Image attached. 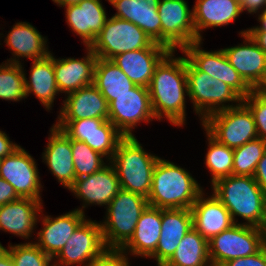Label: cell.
<instances>
[{"mask_svg":"<svg viewBox=\"0 0 266 266\" xmlns=\"http://www.w3.org/2000/svg\"><path fill=\"white\" fill-rule=\"evenodd\" d=\"M174 54L175 51H170L155 67L148 90L156 120L166 118L180 127L186 123V57H175Z\"/></svg>","mask_w":266,"mask_h":266,"instance_id":"1","label":"cell"},{"mask_svg":"<svg viewBox=\"0 0 266 266\" xmlns=\"http://www.w3.org/2000/svg\"><path fill=\"white\" fill-rule=\"evenodd\" d=\"M202 192L203 188L188 170L159 157L147 198L149 206L161 209H191Z\"/></svg>","mask_w":266,"mask_h":266,"instance_id":"2","label":"cell"},{"mask_svg":"<svg viewBox=\"0 0 266 266\" xmlns=\"http://www.w3.org/2000/svg\"><path fill=\"white\" fill-rule=\"evenodd\" d=\"M213 194L230 212L234 224L236 216L243 224L261 227L266 219V196L252 176L230 175L211 185Z\"/></svg>","mask_w":266,"mask_h":266,"instance_id":"3","label":"cell"},{"mask_svg":"<svg viewBox=\"0 0 266 266\" xmlns=\"http://www.w3.org/2000/svg\"><path fill=\"white\" fill-rule=\"evenodd\" d=\"M158 159V156L146 152L135 136H131L119 142L109 162L117 172L121 189L148 198Z\"/></svg>","mask_w":266,"mask_h":266,"instance_id":"4","label":"cell"},{"mask_svg":"<svg viewBox=\"0 0 266 266\" xmlns=\"http://www.w3.org/2000/svg\"><path fill=\"white\" fill-rule=\"evenodd\" d=\"M148 199L120 189L106 209V217L100 221L102 236L107 249H121L132 237Z\"/></svg>","mask_w":266,"mask_h":266,"instance_id":"5","label":"cell"},{"mask_svg":"<svg viewBox=\"0 0 266 266\" xmlns=\"http://www.w3.org/2000/svg\"><path fill=\"white\" fill-rule=\"evenodd\" d=\"M186 74L188 97L201 121L210 114L236 107L243 102V98L228 84L212 78L203 71L196 70L187 60ZM233 103L236 104L233 105Z\"/></svg>","mask_w":266,"mask_h":266,"instance_id":"6","label":"cell"},{"mask_svg":"<svg viewBox=\"0 0 266 266\" xmlns=\"http://www.w3.org/2000/svg\"><path fill=\"white\" fill-rule=\"evenodd\" d=\"M201 123L211 137L232 149L258 138L253 114L243 102L210 114Z\"/></svg>","mask_w":266,"mask_h":266,"instance_id":"7","label":"cell"},{"mask_svg":"<svg viewBox=\"0 0 266 266\" xmlns=\"http://www.w3.org/2000/svg\"><path fill=\"white\" fill-rule=\"evenodd\" d=\"M153 40L132 22L112 16L90 48L98 58L111 60L118 54L148 48Z\"/></svg>","mask_w":266,"mask_h":266,"instance_id":"8","label":"cell"},{"mask_svg":"<svg viewBox=\"0 0 266 266\" xmlns=\"http://www.w3.org/2000/svg\"><path fill=\"white\" fill-rule=\"evenodd\" d=\"M208 245L210 261L223 266L230 260L257 253L262 248L261 228L238 222L213 236Z\"/></svg>","mask_w":266,"mask_h":266,"instance_id":"9","label":"cell"},{"mask_svg":"<svg viewBox=\"0 0 266 266\" xmlns=\"http://www.w3.org/2000/svg\"><path fill=\"white\" fill-rule=\"evenodd\" d=\"M161 19V44L171 51L181 50L197 42L193 23V9L186 0H159L157 6Z\"/></svg>","mask_w":266,"mask_h":266,"instance_id":"10","label":"cell"},{"mask_svg":"<svg viewBox=\"0 0 266 266\" xmlns=\"http://www.w3.org/2000/svg\"><path fill=\"white\" fill-rule=\"evenodd\" d=\"M156 119L152 111L149 90L136 85L130 92L115 96L109 103L108 120L125 136H135L132 131L138 123Z\"/></svg>","mask_w":266,"mask_h":266,"instance_id":"11","label":"cell"},{"mask_svg":"<svg viewBox=\"0 0 266 266\" xmlns=\"http://www.w3.org/2000/svg\"><path fill=\"white\" fill-rule=\"evenodd\" d=\"M202 41L193 42L181 49L186 60L198 71H203L233 88L242 98L247 97L252 88L242 79L229 63L223 49L205 51Z\"/></svg>","mask_w":266,"mask_h":266,"instance_id":"12","label":"cell"},{"mask_svg":"<svg viewBox=\"0 0 266 266\" xmlns=\"http://www.w3.org/2000/svg\"><path fill=\"white\" fill-rule=\"evenodd\" d=\"M106 249L100 223L96 220L85 219L53 259V264L83 266L91 259L100 256Z\"/></svg>","mask_w":266,"mask_h":266,"instance_id":"13","label":"cell"},{"mask_svg":"<svg viewBox=\"0 0 266 266\" xmlns=\"http://www.w3.org/2000/svg\"><path fill=\"white\" fill-rule=\"evenodd\" d=\"M0 177L9 182L20 198L42 200V185L35 159L19 146L0 160Z\"/></svg>","mask_w":266,"mask_h":266,"instance_id":"14","label":"cell"},{"mask_svg":"<svg viewBox=\"0 0 266 266\" xmlns=\"http://www.w3.org/2000/svg\"><path fill=\"white\" fill-rule=\"evenodd\" d=\"M121 189L117 172L109 162L101 170L91 175L76 178L73 185L68 189L83 201L82 208L78 211L85 214L84 209L88 205L108 206L111 200Z\"/></svg>","mask_w":266,"mask_h":266,"instance_id":"15","label":"cell"},{"mask_svg":"<svg viewBox=\"0 0 266 266\" xmlns=\"http://www.w3.org/2000/svg\"><path fill=\"white\" fill-rule=\"evenodd\" d=\"M170 51L164 45L153 42L148 48L124 52L111 60L135 85L148 88L155 67Z\"/></svg>","mask_w":266,"mask_h":266,"instance_id":"16","label":"cell"},{"mask_svg":"<svg viewBox=\"0 0 266 266\" xmlns=\"http://www.w3.org/2000/svg\"><path fill=\"white\" fill-rule=\"evenodd\" d=\"M162 230L156 250L148 257L163 266L174 254L185 234L193 228L191 209H162Z\"/></svg>","mask_w":266,"mask_h":266,"instance_id":"17","label":"cell"},{"mask_svg":"<svg viewBox=\"0 0 266 266\" xmlns=\"http://www.w3.org/2000/svg\"><path fill=\"white\" fill-rule=\"evenodd\" d=\"M42 229L37 233L34 243L48 256L54 259L63 249L73 232L86 219L85 214L77 209L56 218L43 215ZM38 241V242H37Z\"/></svg>","mask_w":266,"mask_h":266,"instance_id":"18","label":"cell"},{"mask_svg":"<svg viewBox=\"0 0 266 266\" xmlns=\"http://www.w3.org/2000/svg\"><path fill=\"white\" fill-rule=\"evenodd\" d=\"M243 43L223 51L233 68L242 79L253 89L262 79L266 71V53L254 42L246 30L239 32Z\"/></svg>","mask_w":266,"mask_h":266,"instance_id":"19","label":"cell"},{"mask_svg":"<svg viewBox=\"0 0 266 266\" xmlns=\"http://www.w3.org/2000/svg\"><path fill=\"white\" fill-rule=\"evenodd\" d=\"M83 58H59L53 56L56 84L60 93L69 94L80 88L92 85L98 57L90 47Z\"/></svg>","mask_w":266,"mask_h":266,"instance_id":"20","label":"cell"},{"mask_svg":"<svg viewBox=\"0 0 266 266\" xmlns=\"http://www.w3.org/2000/svg\"><path fill=\"white\" fill-rule=\"evenodd\" d=\"M57 121H74L87 118L108 120L109 104L92 84L67 94Z\"/></svg>","mask_w":266,"mask_h":266,"instance_id":"21","label":"cell"},{"mask_svg":"<svg viewBox=\"0 0 266 266\" xmlns=\"http://www.w3.org/2000/svg\"><path fill=\"white\" fill-rule=\"evenodd\" d=\"M64 8L68 26L90 47L108 19L101 0H81Z\"/></svg>","mask_w":266,"mask_h":266,"instance_id":"22","label":"cell"},{"mask_svg":"<svg viewBox=\"0 0 266 266\" xmlns=\"http://www.w3.org/2000/svg\"><path fill=\"white\" fill-rule=\"evenodd\" d=\"M42 201L19 198L0 206V230L23 239L31 238L39 221L38 216L42 213Z\"/></svg>","mask_w":266,"mask_h":266,"instance_id":"23","label":"cell"},{"mask_svg":"<svg viewBox=\"0 0 266 266\" xmlns=\"http://www.w3.org/2000/svg\"><path fill=\"white\" fill-rule=\"evenodd\" d=\"M42 160L58 182L69 189L76 180L70 138L54 124Z\"/></svg>","mask_w":266,"mask_h":266,"instance_id":"24","label":"cell"},{"mask_svg":"<svg viewBox=\"0 0 266 266\" xmlns=\"http://www.w3.org/2000/svg\"><path fill=\"white\" fill-rule=\"evenodd\" d=\"M204 191L191 207L193 227L208 241L222 231L229 229L234 222L230 212L214 195L204 197Z\"/></svg>","mask_w":266,"mask_h":266,"instance_id":"25","label":"cell"},{"mask_svg":"<svg viewBox=\"0 0 266 266\" xmlns=\"http://www.w3.org/2000/svg\"><path fill=\"white\" fill-rule=\"evenodd\" d=\"M115 9L113 15L140 27L153 42L161 44V19L157 6L159 0H107Z\"/></svg>","mask_w":266,"mask_h":266,"instance_id":"26","label":"cell"},{"mask_svg":"<svg viewBox=\"0 0 266 266\" xmlns=\"http://www.w3.org/2000/svg\"><path fill=\"white\" fill-rule=\"evenodd\" d=\"M161 223L162 209L148 205L142 212L132 237L120 250L125 256L130 253L135 257H149L158 245Z\"/></svg>","mask_w":266,"mask_h":266,"instance_id":"27","label":"cell"},{"mask_svg":"<svg viewBox=\"0 0 266 266\" xmlns=\"http://www.w3.org/2000/svg\"><path fill=\"white\" fill-rule=\"evenodd\" d=\"M7 34L4 43L9 47L13 58L7 62L20 64V58L25 57L31 60L42 59L49 55L47 38L29 22H17Z\"/></svg>","mask_w":266,"mask_h":266,"instance_id":"28","label":"cell"},{"mask_svg":"<svg viewBox=\"0 0 266 266\" xmlns=\"http://www.w3.org/2000/svg\"><path fill=\"white\" fill-rule=\"evenodd\" d=\"M241 13L239 0H196L193 7V23L197 41H202V30L227 26Z\"/></svg>","mask_w":266,"mask_h":266,"instance_id":"29","label":"cell"},{"mask_svg":"<svg viewBox=\"0 0 266 266\" xmlns=\"http://www.w3.org/2000/svg\"><path fill=\"white\" fill-rule=\"evenodd\" d=\"M26 98L30 94L36 95L47 111L53 107L59 89L56 84L53 54L42 59L32 60L29 80L25 77Z\"/></svg>","mask_w":266,"mask_h":266,"instance_id":"30","label":"cell"},{"mask_svg":"<svg viewBox=\"0 0 266 266\" xmlns=\"http://www.w3.org/2000/svg\"><path fill=\"white\" fill-rule=\"evenodd\" d=\"M93 85L108 104L115 96L130 92L136 86L112 60L102 58H98L95 65Z\"/></svg>","mask_w":266,"mask_h":266,"instance_id":"31","label":"cell"},{"mask_svg":"<svg viewBox=\"0 0 266 266\" xmlns=\"http://www.w3.org/2000/svg\"><path fill=\"white\" fill-rule=\"evenodd\" d=\"M209 261L208 240L193 227L163 266H203Z\"/></svg>","mask_w":266,"mask_h":266,"instance_id":"32","label":"cell"},{"mask_svg":"<svg viewBox=\"0 0 266 266\" xmlns=\"http://www.w3.org/2000/svg\"><path fill=\"white\" fill-rule=\"evenodd\" d=\"M208 149L205 165L211 174V185L218 179L233 174L234 150L217 142L207 132Z\"/></svg>","mask_w":266,"mask_h":266,"instance_id":"33","label":"cell"},{"mask_svg":"<svg viewBox=\"0 0 266 266\" xmlns=\"http://www.w3.org/2000/svg\"><path fill=\"white\" fill-rule=\"evenodd\" d=\"M21 64L5 61L0 65V99L18 102L26 98L27 76Z\"/></svg>","mask_w":266,"mask_h":266,"instance_id":"34","label":"cell"},{"mask_svg":"<svg viewBox=\"0 0 266 266\" xmlns=\"http://www.w3.org/2000/svg\"><path fill=\"white\" fill-rule=\"evenodd\" d=\"M233 150V175L253 177L259 160L266 152V142L256 138Z\"/></svg>","mask_w":266,"mask_h":266,"instance_id":"35","label":"cell"},{"mask_svg":"<svg viewBox=\"0 0 266 266\" xmlns=\"http://www.w3.org/2000/svg\"><path fill=\"white\" fill-rule=\"evenodd\" d=\"M76 178L84 177L101 170L107 164L105 156L94 151L83 141L70 139Z\"/></svg>","mask_w":266,"mask_h":266,"instance_id":"36","label":"cell"},{"mask_svg":"<svg viewBox=\"0 0 266 266\" xmlns=\"http://www.w3.org/2000/svg\"><path fill=\"white\" fill-rule=\"evenodd\" d=\"M124 137L125 136L109 120H106L96 132L83 142L110 161L119 142Z\"/></svg>","mask_w":266,"mask_h":266,"instance_id":"37","label":"cell"},{"mask_svg":"<svg viewBox=\"0 0 266 266\" xmlns=\"http://www.w3.org/2000/svg\"><path fill=\"white\" fill-rule=\"evenodd\" d=\"M16 266H51L53 259L44 253L33 241L4 247Z\"/></svg>","mask_w":266,"mask_h":266,"instance_id":"38","label":"cell"},{"mask_svg":"<svg viewBox=\"0 0 266 266\" xmlns=\"http://www.w3.org/2000/svg\"><path fill=\"white\" fill-rule=\"evenodd\" d=\"M105 121L106 119L87 118L74 121H56L54 125L63 130L70 139L84 141L96 132Z\"/></svg>","mask_w":266,"mask_h":266,"instance_id":"39","label":"cell"},{"mask_svg":"<svg viewBox=\"0 0 266 266\" xmlns=\"http://www.w3.org/2000/svg\"><path fill=\"white\" fill-rule=\"evenodd\" d=\"M243 103L253 114L258 138L266 142V97L252 91L243 98Z\"/></svg>","mask_w":266,"mask_h":266,"instance_id":"40","label":"cell"},{"mask_svg":"<svg viewBox=\"0 0 266 266\" xmlns=\"http://www.w3.org/2000/svg\"><path fill=\"white\" fill-rule=\"evenodd\" d=\"M128 259L120 249H106L100 256L83 266H130Z\"/></svg>","mask_w":266,"mask_h":266,"instance_id":"41","label":"cell"},{"mask_svg":"<svg viewBox=\"0 0 266 266\" xmlns=\"http://www.w3.org/2000/svg\"><path fill=\"white\" fill-rule=\"evenodd\" d=\"M223 266H266V250L262 247L253 255L230 260Z\"/></svg>","mask_w":266,"mask_h":266,"instance_id":"42","label":"cell"},{"mask_svg":"<svg viewBox=\"0 0 266 266\" xmlns=\"http://www.w3.org/2000/svg\"><path fill=\"white\" fill-rule=\"evenodd\" d=\"M20 197L15 192L13 186L0 177V206L13 202Z\"/></svg>","mask_w":266,"mask_h":266,"instance_id":"43","label":"cell"},{"mask_svg":"<svg viewBox=\"0 0 266 266\" xmlns=\"http://www.w3.org/2000/svg\"><path fill=\"white\" fill-rule=\"evenodd\" d=\"M253 178L266 196V152L259 160Z\"/></svg>","mask_w":266,"mask_h":266,"instance_id":"44","label":"cell"},{"mask_svg":"<svg viewBox=\"0 0 266 266\" xmlns=\"http://www.w3.org/2000/svg\"><path fill=\"white\" fill-rule=\"evenodd\" d=\"M242 13L246 10L247 13L256 14L260 13L261 9L266 10V0H239Z\"/></svg>","mask_w":266,"mask_h":266,"instance_id":"45","label":"cell"},{"mask_svg":"<svg viewBox=\"0 0 266 266\" xmlns=\"http://www.w3.org/2000/svg\"><path fill=\"white\" fill-rule=\"evenodd\" d=\"M20 145L10 141V138L4 131L0 130V159L12 154Z\"/></svg>","mask_w":266,"mask_h":266,"instance_id":"46","label":"cell"},{"mask_svg":"<svg viewBox=\"0 0 266 266\" xmlns=\"http://www.w3.org/2000/svg\"><path fill=\"white\" fill-rule=\"evenodd\" d=\"M254 42L266 53V31H247Z\"/></svg>","mask_w":266,"mask_h":266,"instance_id":"47","label":"cell"},{"mask_svg":"<svg viewBox=\"0 0 266 266\" xmlns=\"http://www.w3.org/2000/svg\"><path fill=\"white\" fill-rule=\"evenodd\" d=\"M0 266H16L10 253L5 249H0Z\"/></svg>","mask_w":266,"mask_h":266,"instance_id":"48","label":"cell"},{"mask_svg":"<svg viewBox=\"0 0 266 266\" xmlns=\"http://www.w3.org/2000/svg\"><path fill=\"white\" fill-rule=\"evenodd\" d=\"M258 95L266 97V71L262 79L257 83V85L252 89Z\"/></svg>","mask_w":266,"mask_h":266,"instance_id":"49","label":"cell"},{"mask_svg":"<svg viewBox=\"0 0 266 266\" xmlns=\"http://www.w3.org/2000/svg\"><path fill=\"white\" fill-rule=\"evenodd\" d=\"M258 21L260 22V26L247 28V31H266V10L259 13Z\"/></svg>","mask_w":266,"mask_h":266,"instance_id":"50","label":"cell"},{"mask_svg":"<svg viewBox=\"0 0 266 266\" xmlns=\"http://www.w3.org/2000/svg\"><path fill=\"white\" fill-rule=\"evenodd\" d=\"M54 3L59 5L60 7H66L69 5H74L80 2L81 0H52Z\"/></svg>","mask_w":266,"mask_h":266,"instance_id":"51","label":"cell"},{"mask_svg":"<svg viewBox=\"0 0 266 266\" xmlns=\"http://www.w3.org/2000/svg\"><path fill=\"white\" fill-rule=\"evenodd\" d=\"M260 228L262 232V247L266 250V219L263 221Z\"/></svg>","mask_w":266,"mask_h":266,"instance_id":"52","label":"cell"},{"mask_svg":"<svg viewBox=\"0 0 266 266\" xmlns=\"http://www.w3.org/2000/svg\"><path fill=\"white\" fill-rule=\"evenodd\" d=\"M203 266H219L218 264H216V263H214V262H212V261H209V262H207L205 265H203Z\"/></svg>","mask_w":266,"mask_h":266,"instance_id":"53","label":"cell"}]
</instances>
